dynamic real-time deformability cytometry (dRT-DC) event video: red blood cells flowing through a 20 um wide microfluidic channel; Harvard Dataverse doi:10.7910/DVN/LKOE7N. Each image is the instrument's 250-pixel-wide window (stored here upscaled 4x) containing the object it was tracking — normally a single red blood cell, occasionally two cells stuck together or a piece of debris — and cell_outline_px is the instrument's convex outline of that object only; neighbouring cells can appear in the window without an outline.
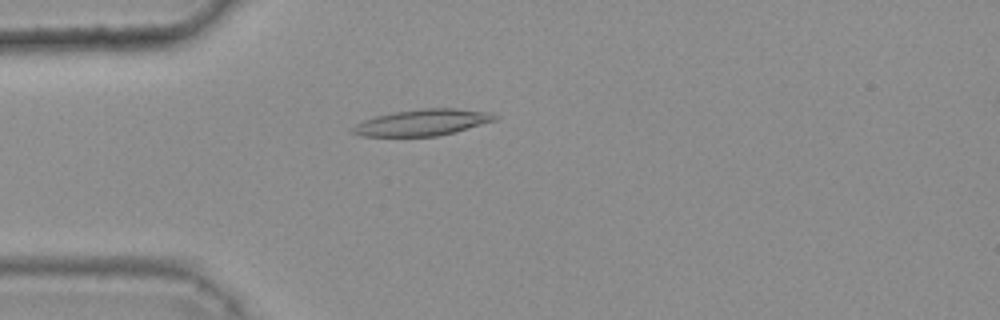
{"species": "common noctule bat (a hibernating species)", "species_latin": "Nyctalus noctula", "temperature_condition": "warm", "stored_images_in_passage": 43, "camera_frame_rate_fps": 3000, "um_per_image_px": 0.085, "animal": {"sex": "female", "body_mass_g": 25.1}, "frame": {"image": 1, "passage_image": 9, "time_ms": 2.667, "image_size_px": [1000, 320], "cell_outline_px": [[500, 116], [496, 120], [452, 132], [436, 136], [360, 136], [352, 132], [348, 128], [364, 120], [376, 116], [392, 112], [424, 108], [456, 108], [492, 112]], "centroid_in_image_um": [35.89, 10.4], "position_along_channel_um": 49.1, "area_um2": 21.79}}
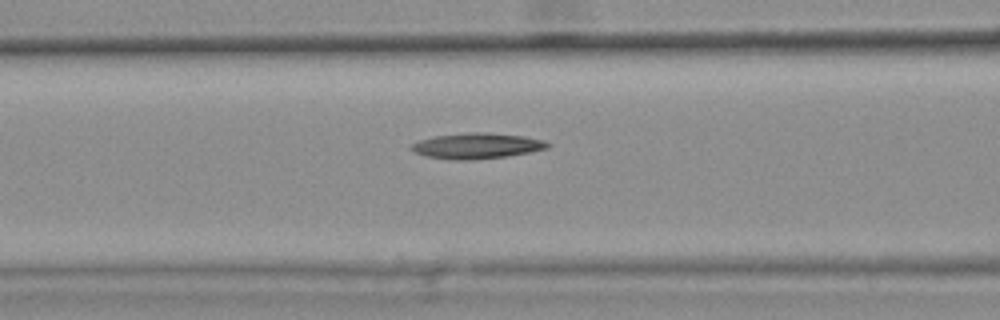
{"frame": {"image": 2, "passage_image": 16, "time_ms": 5.0, "image_size_px": [1000, 320], "cell_outline_px": [[552, 144], [548, 148], [508, 156], [468, 160], [456, 160], [428, 156], [416, 152], [408, 148], [412, 144], [420, 140], [432, 136], [468, 132], [484, 132], [524, 136], [544, 140]], "centroid_in_image_um": [40.55, 12.38], "position_along_channel_um": 126.1, "area_um2": 20.29}}
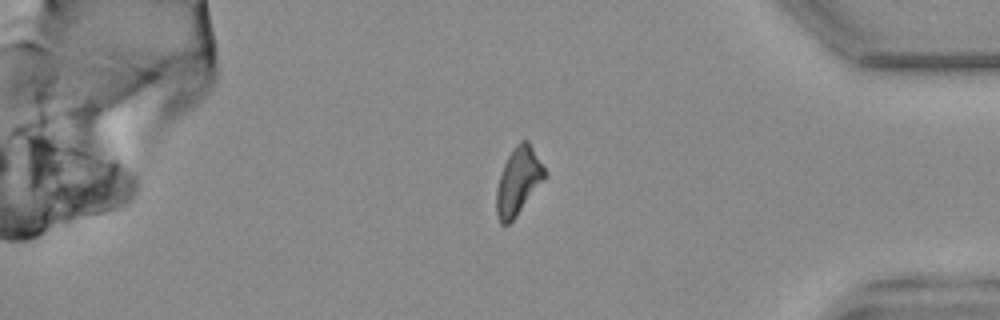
{"frame": {"image": 3, "passage_image": 39, "time_ms": 12.667, "image_size_px": [1000, 320], "cell_outline_px": [[544, 176], [516, 216], [508, 224], [500, 224], [496, 212], [496, 188], [504, 164], [508, 156], [516, 144], [520, 140], [528, 140], [544, 168]], "centroid_in_image_um": [43.99, 15.39], "position_along_channel_um": 391.2, "area_um2": 18.15}}